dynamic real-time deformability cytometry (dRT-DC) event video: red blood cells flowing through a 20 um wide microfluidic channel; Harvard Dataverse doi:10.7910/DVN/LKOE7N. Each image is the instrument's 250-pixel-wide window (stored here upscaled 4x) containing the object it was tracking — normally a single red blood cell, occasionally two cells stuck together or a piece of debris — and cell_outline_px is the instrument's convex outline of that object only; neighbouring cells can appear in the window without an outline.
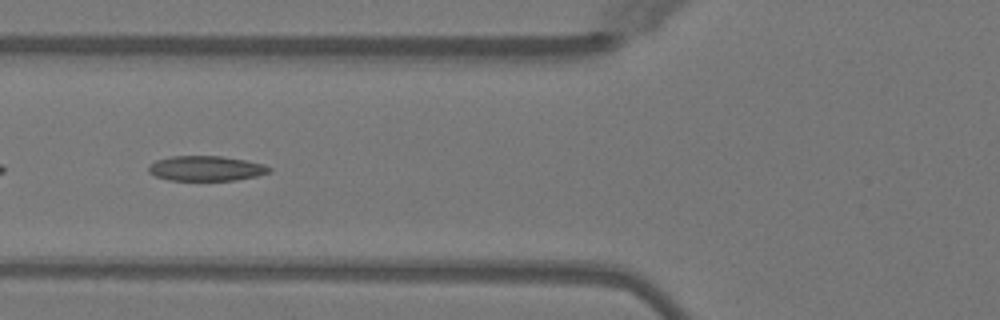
{"species": "Egyptian fruit bat (a non-hibernating species)", "species_latin": "Rousettus aegyptiacus", "temperature_condition": "warm", "stored_images_in_passage": 44, "camera_frame_rate_fps": 3000, "um_per_image_px": 0.085, "animal": {"sex": "female"}, "frame": {"image": 1, "passage_image": 13, "time_ms": 4.0, "image_size_px": [1000, 320], "cell_outline_px": [[272, 172], [256, 176], [236, 180], [168, 180], [156, 176], [148, 172], [148, 164], [156, 160], [172, 156], [220, 156], [244, 160], [264, 164], [272, 168]], "centroid_in_image_um": [17.51, 14.31], "position_along_channel_um": 108.3, "area_um2": 17.63}}
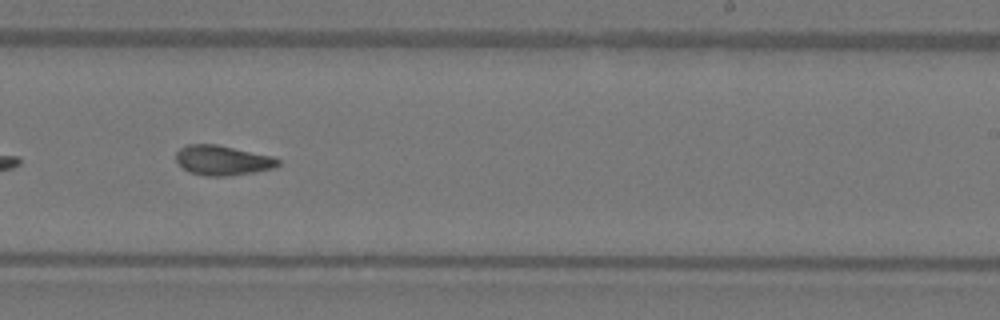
{"frame": {"image": 2, "passage_image": 25, "time_ms": 8.0, "image_size_px": [1000, 320], "cell_outline_px": [[280, 164], [272, 168], [252, 172], [224, 176], [204, 176], [188, 172], [176, 160], [176, 152], [180, 148], [188, 144], [216, 144], [272, 156], [280, 160]], "centroid_in_image_um": [18.89, 13.62], "position_along_channel_um": 270.1, "area_um2": 17.57}}
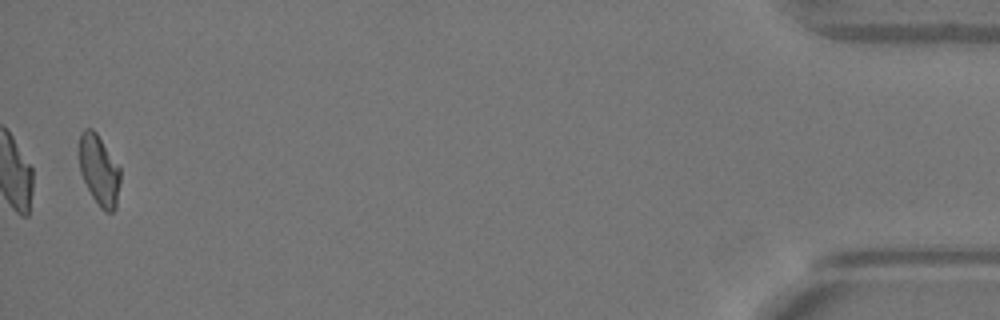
{"frame": {"image": 3, "passage_image": 43, "time_ms": 14.0, "image_size_px": [1000, 320], "cell_outline_px": [[120, 184], [116, 208], [112, 212], [104, 212], [100, 208], [92, 196], [80, 172], [80, 132], [84, 128], [92, 128], [96, 132], [120, 168]], "centroid_in_image_um": [8.44, 14.49], "position_along_channel_um": 426.8, "area_um2": 16.76}, "authors_computed_cell_mechanics": {"area_um2": 17.5423, "velocity_mm_per_s": 4.0507, "shape_relaxation_time_tau1_ms": null, "shape_relaxation_time_tau2_ms": 2.5524, "deformation_change_tau1": null, "deformation_change_tau2": 0.0929}}